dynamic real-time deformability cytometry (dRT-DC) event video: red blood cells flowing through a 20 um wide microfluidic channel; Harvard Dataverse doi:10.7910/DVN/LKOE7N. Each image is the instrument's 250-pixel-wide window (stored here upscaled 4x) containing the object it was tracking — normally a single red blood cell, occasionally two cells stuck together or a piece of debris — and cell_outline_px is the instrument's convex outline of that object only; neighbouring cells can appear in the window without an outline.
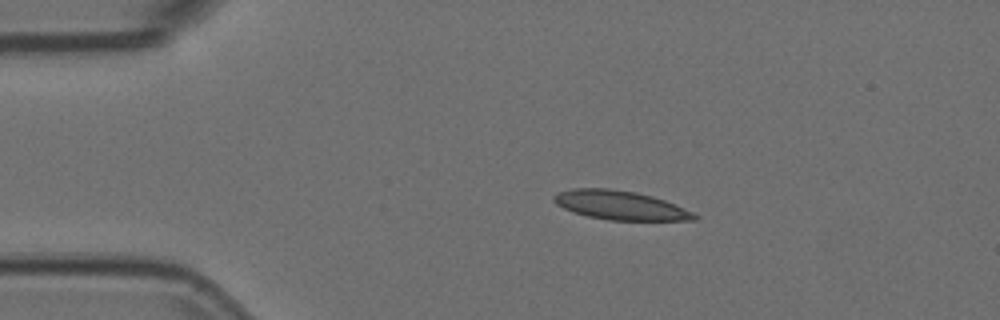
{"species": "Egyptian fruit bat (a non-hibernating species)", "species_latin": "Rousettus aegyptiacus", "temperature_condition": "room temperature", "stored_images_in_passage": 5, "camera_frame_rate_fps": 3000, "um_per_image_px": 0.085, "animal": {"sex": "female"}, "frame": {"image": 1, "passage_image": 2, "time_ms": 0.333, "image_size_px": [1000, 320], "cell_outline_px": [[700, 216], [696, 220], [608, 220], [588, 216], [572, 212], [556, 204], [552, 200], [552, 196], [560, 192], [572, 188], [612, 188], [636, 192], [652, 196], [664, 200], [684, 208]], "centroid_in_image_um": [52.7, 17.44], "position_along_channel_um": 32.3, "area_um2": 23.76}}
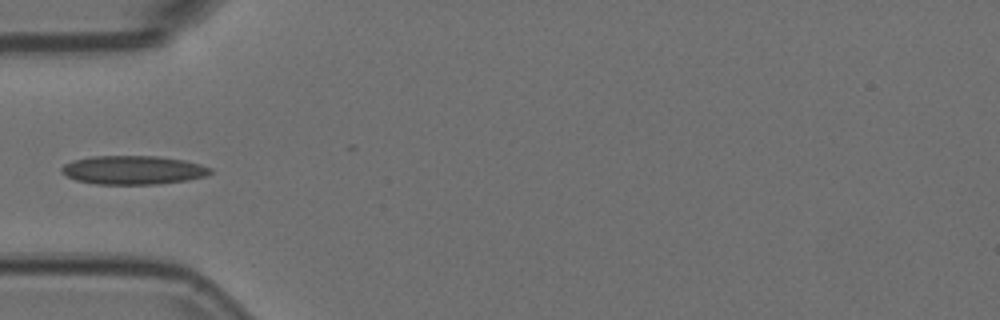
{"frame": {"image": 2, "passage_image": 4, "time_ms": 1.0, "image_size_px": [1000, 320], "cell_outline_px": [[212, 172], [208, 176], [188, 180], [156, 184], [96, 184], [76, 180], [60, 172], [60, 168], [64, 164], [72, 160], [92, 156], [156, 156], [184, 160], [200, 164], [212, 168]], "centroid_in_image_um": [11.32, 14.45], "position_along_channel_um": 73.7, "area_um2": 25.03}}
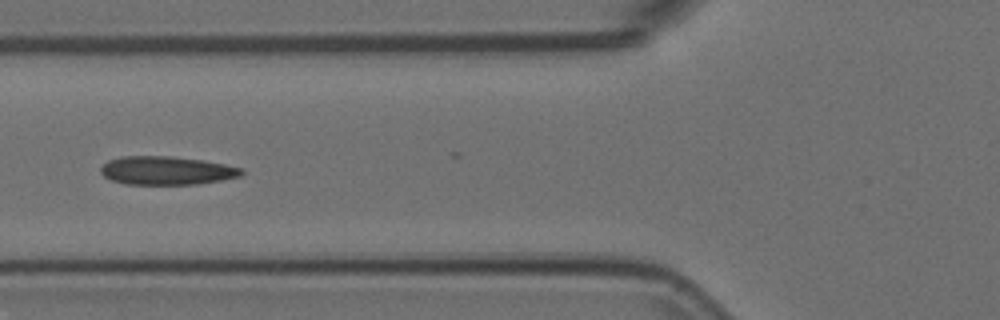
{"frame": {"image": 3, "passage_image": 5, "time_ms": 1.333, "image_size_px": [1000, 320], "cell_outline_px": [[244, 172], [240, 176], [220, 180], [196, 184], [124, 184], [112, 180], [104, 176], [100, 172], [100, 168], [108, 160], [120, 156], [172, 156], [200, 160], [224, 164], [244, 168]], "centroid_in_image_um": [14.14, 14.49], "position_along_channel_um": 111.7, "area_um2": 23.29}}